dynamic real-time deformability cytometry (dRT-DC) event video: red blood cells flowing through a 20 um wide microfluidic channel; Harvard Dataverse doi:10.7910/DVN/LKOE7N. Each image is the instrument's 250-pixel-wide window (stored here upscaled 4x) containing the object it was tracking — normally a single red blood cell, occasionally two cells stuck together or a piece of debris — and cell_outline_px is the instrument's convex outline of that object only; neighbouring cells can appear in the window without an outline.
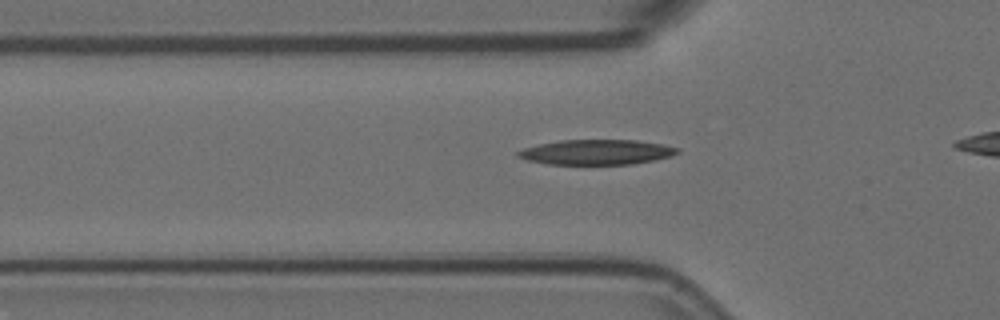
{"species": "Egyptian fruit bat (a non-hibernating species)", "species_latin": "Rousettus aegyptiacus", "temperature_condition": "room temperature", "stored_images_in_passage": 30, "camera_frame_rate_fps": 3000, "um_per_image_px": 0.085, "animal": {"sex": "female"}, "frame": {"image": 1, "passage_image": 3, "time_ms": 0.667, "image_size_px": [1000, 320], "cell_outline_px": [[680, 152], [672, 156], [656, 160], [632, 164], [548, 164], [528, 160], [516, 156], [516, 152], [524, 148], [540, 144], [560, 140], [636, 140], [664, 144], [680, 148]], "centroid_in_image_um": [50.76, 12.93], "position_along_channel_um": 75.0, "area_um2": 23.35}}
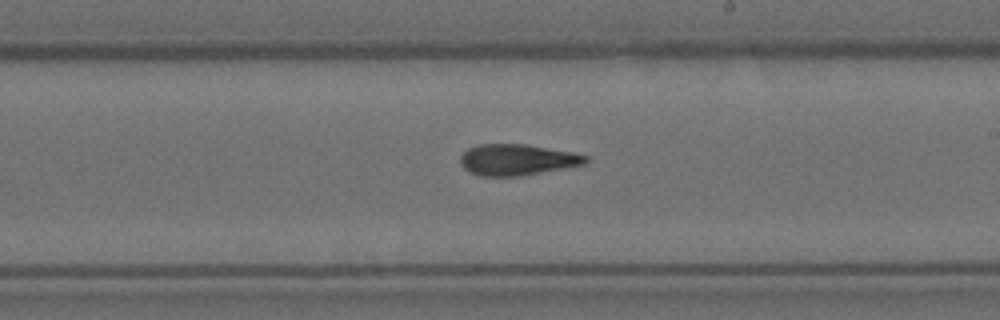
{"frame": {"image": 2, "passage_image": 17, "time_ms": 5.333, "image_size_px": [1000, 320], "cell_outline_px": [[588, 160], [584, 164], [564, 168], [520, 176], [480, 176], [468, 172], [460, 164], [460, 156], [468, 148], [480, 144], [524, 144], [572, 152], [588, 156]], "centroid_in_image_um": [43.92, 13.58], "position_along_channel_um": 245.1, "area_um2": 22.66}}
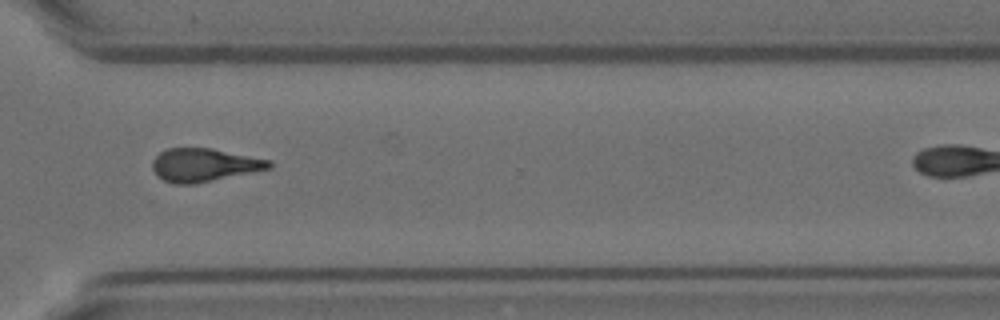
{"frame": {"image": 3, "passage_image": 26, "time_ms": 8.333, "image_size_px": [1000, 320], "cell_outline_px": [[272, 168], [196, 184], [172, 184], [156, 176], [152, 168], [152, 160], [160, 152], [168, 148], [212, 148], [272, 160]], "centroid_in_image_um": [17.35, 14.03], "position_along_channel_um": 353.3, "area_um2": 22.83}}